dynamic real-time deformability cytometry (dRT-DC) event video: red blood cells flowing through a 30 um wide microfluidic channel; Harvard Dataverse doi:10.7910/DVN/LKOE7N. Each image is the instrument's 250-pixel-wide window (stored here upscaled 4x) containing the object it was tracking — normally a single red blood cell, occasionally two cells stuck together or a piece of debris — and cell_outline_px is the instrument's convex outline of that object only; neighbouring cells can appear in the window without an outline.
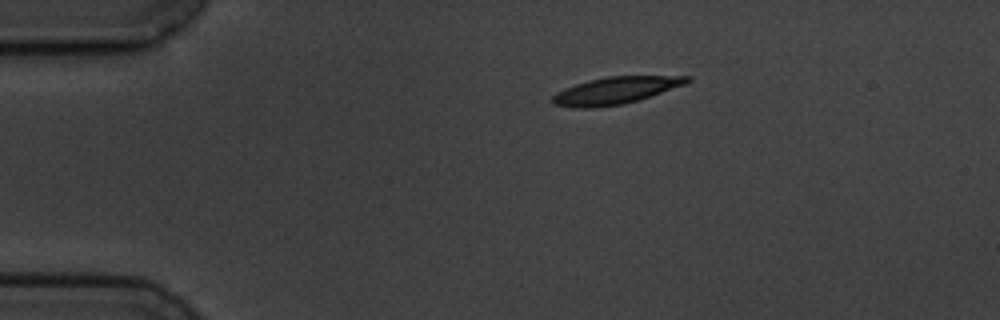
{"species": "common noctule bat (a hibernating species)", "species_latin": "Nyctalus noctula", "temperature_condition": "cold", "stored_images_in_passage": 2, "camera_frame_rate_fps": 3000, "um_per_image_px": 0.085, "animal": {"sex": "male", "body_mass_g": 19.5, "forearm_length_mm": 54.6}, "frame": {"image": 1, "passage_image": 1, "time_ms": 0.0, "image_size_px": [1000, 320], "cell_outline_px": [[692, 80], [684, 84], [624, 104], [592, 108], [576, 108], [552, 104], [552, 96], [556, 92], [564, 88], [588, 80], [608, 76], [692, 76]], "centroid_in_image_um": [52.26, 7.69], "position_along_channel_um": 32.7, "area_um2": 20.98}}